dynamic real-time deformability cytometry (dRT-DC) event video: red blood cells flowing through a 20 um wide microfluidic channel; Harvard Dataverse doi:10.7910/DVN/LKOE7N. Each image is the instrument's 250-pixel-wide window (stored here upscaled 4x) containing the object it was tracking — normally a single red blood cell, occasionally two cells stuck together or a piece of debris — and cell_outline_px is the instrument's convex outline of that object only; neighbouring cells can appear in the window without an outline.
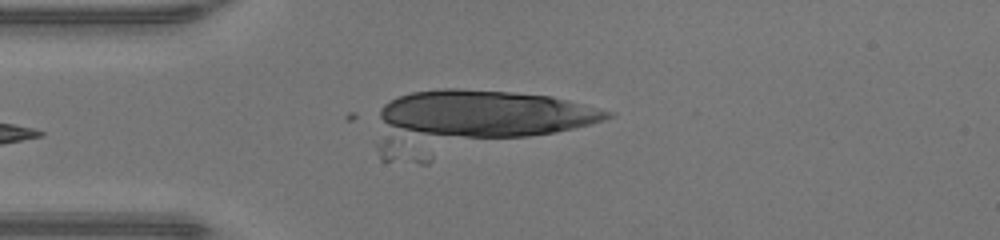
{"species": "human", "species_latin": "Homo sapiens", "temperature_condition": "warm", "stored_images_in_passage": 5, "camera_frame_rate_fps": 3000, "um_per_image_px": 0.085, "donor": {"sex": "male"}, "frame": {"image": 1, "passage_image": 5, "time_ms": 1.333, "image_size_px": [1000, 240], "cell_outline_px": [[616, 116], [604, 120], [556, 132], [528, 136], [464, 136], [424, 132], [404, 128], [388, 124], [380, 116], [380, 108], [384, 104], [396, 96], [412, 92], [444, 88], [456, 88], [512, 92], [552, 96], [616, 112]], "centroid_in_image_um": [41.45, 9.6], "position_along_channel_um": 43.5, "area_um2": 60.23}}